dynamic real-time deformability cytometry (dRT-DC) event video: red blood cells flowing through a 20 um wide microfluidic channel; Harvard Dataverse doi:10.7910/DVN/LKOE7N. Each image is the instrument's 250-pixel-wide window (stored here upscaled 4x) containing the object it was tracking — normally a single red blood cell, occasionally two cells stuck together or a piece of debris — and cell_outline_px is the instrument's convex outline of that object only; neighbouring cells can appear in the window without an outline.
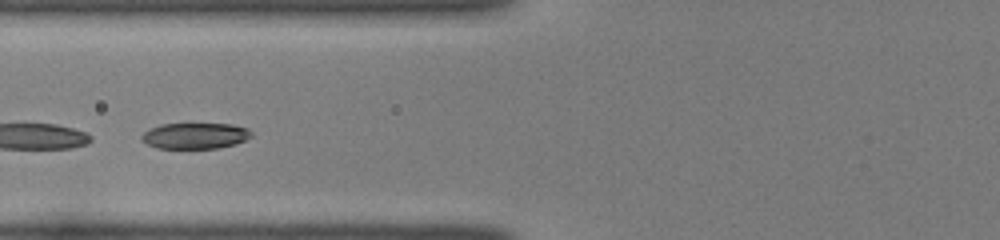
{"species": "common noctule bat (a hibernating species)", "species_latin": "Nyctalus noctula", "temperature_condition": "room temperature", "stored_images_in_passage": 41, "segment_of_instrument_passage": [2, 2], "camera_frame_rate_fps": 3000, "um_per_image_px": 0.085, "animal": {"sex": "female", "body_mass_g": 22.0, "forearm_length_mm": 56.7}, "frame": {"image": 1, "passage_image": 13, "time_ms": 4.0, "image_size_px": [1000, 240], "cell_outline_px": [[252, 136], [236, 144], [216, 148], [156, 148], [140, 140], [140, 136], [144, 132], [160, 124], [232, 124], [248, 128], [252, 132]], "centroid_in_image_um": [16.58, 11.54], "position_along_channel_um": 109.2, "area_um2": 16.59}}
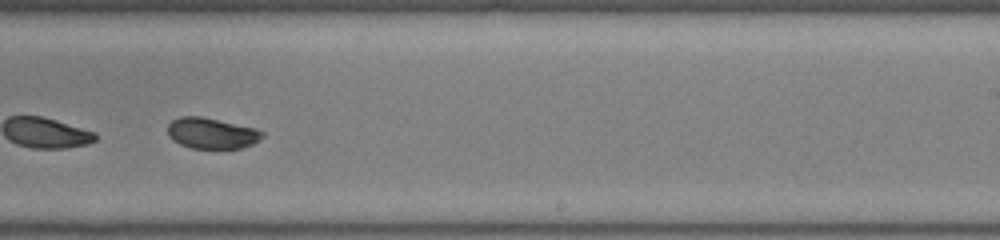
{"frame": {"image": 2, "passage_image": 25, "time_ms": 8.0, "image_size_px": [1000, 240], "cell_outline_px": [[264, 136], [260, 140], [244, 148], [192, 148], [180, 144], [172, 140], [168, 136], [168, 124], [172, 120], [180, 116], [200, 116], [256, 128], [264, 132]], "centroid_in_image_um": [18.0, 11.32], "position_along_channel_um": 271.0, "area_um2": 17.11}}
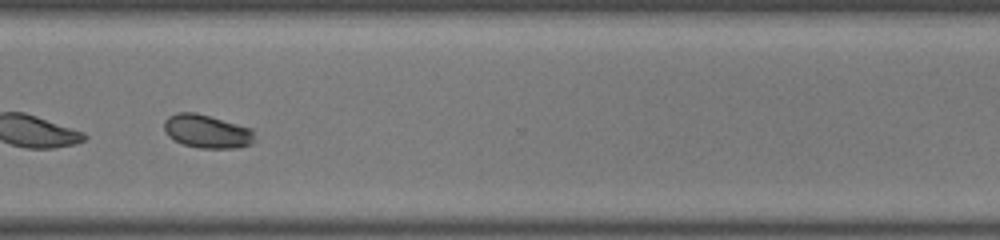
{"frame": {"image": 3, "passage_image": 31, "time_ms": 10.0, "image_size_px": [1000, 240], "cell_outline_px": [[256, 140], [252, 144], [236, 148], [200, 148], [184, 144], [168, 136], [164, 132], [164, 120], [168, 116], [176, 112], [196, 112], [252, 128]], "centroid_in_image_um": [17.6, 11.16], "position_along_channel_um": 353.0, "area_um2": 17.8}}